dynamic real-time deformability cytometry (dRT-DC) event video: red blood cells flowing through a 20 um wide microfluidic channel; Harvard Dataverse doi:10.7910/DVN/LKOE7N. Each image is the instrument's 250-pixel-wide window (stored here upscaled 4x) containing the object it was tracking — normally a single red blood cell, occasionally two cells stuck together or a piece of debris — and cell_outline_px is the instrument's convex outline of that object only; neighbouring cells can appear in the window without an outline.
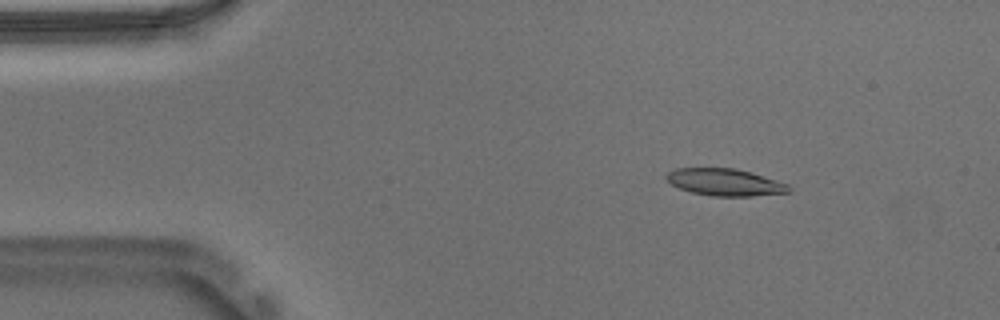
{"species": "Egyptian fruit bat (a non-hibernating species)", "species_latin": "Rousettus aegyptiacus", "temperature_condition": "warm", "stored_images_in_passage": 54, "camera_frame_rate_fps": 3000, "um_per_image_px": 0.085, "animal": {"sex": "male"}, "frame": {"image": 1, "passage_image": 8, "time_ms": 2.333, "image_size_px": [1000, 320], "cell_outline_px": [[792, 188], [788, 192], [752, 196], [712, 196], [692, 192], [680, 188], [664, 180], [664, 176], [668, 172], [676, 168], [736, 168], [752, 172], [788, 184]], "centroid_in_image_um": [61.6, 15.48], "position_along_channel_um": 23.4, "area_um2": 19.36}}
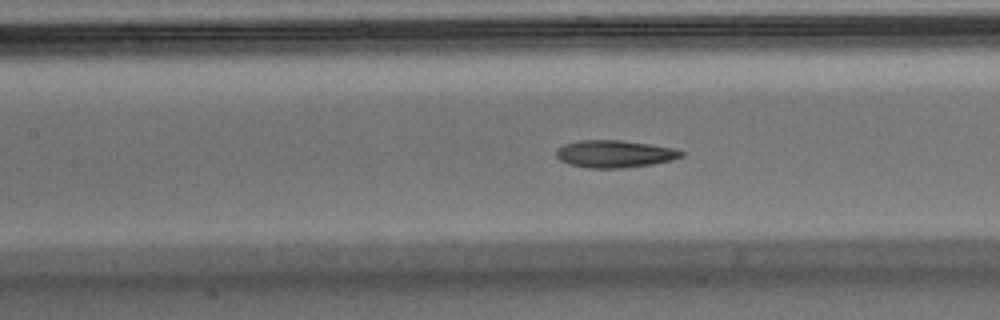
{"frame": {"image": 2, "passage_image": 24, "time_ms": 7.667, "image_size_px": [1000, 320], "cell_outline_px": [[684, 156], [672, 160], [652, 164], [620, 168], [588, 168], [568, 164], [560, 160], [556, 156], [556, 148], [564, 144], [580, 140], [620, 140], [652, 144], [676, 148], [684, 152]], "centroid_in_image_um": [52.25, 13.07], "position_along_channel_um": 155.1, "area_um2": 20.11}}
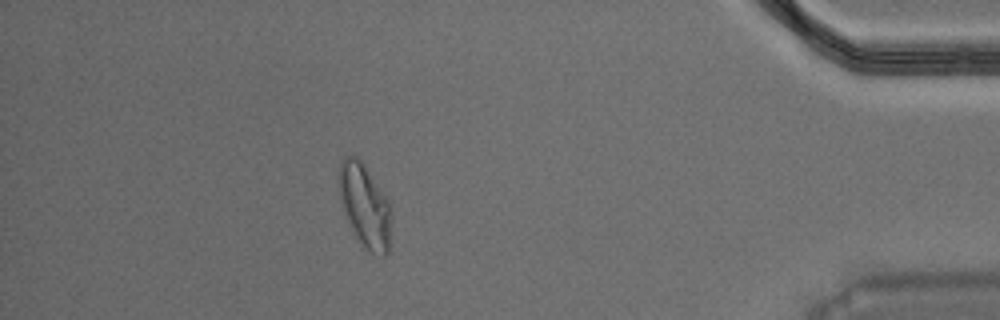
{"frame": {"image": 3, "passage_image": 48, "time_ms": 15.667, "image_size_px": [1000, 320], "cell_outline_px": [[392, 212], [388, 256], [384, 256], [360, 248], [352, 232], [344, 212], [340, 200], [336, 172], [344, 156], [356, 156], [364, 164], [388, 200]], "centroid_in_image_um": [30.98, 17.52], "position_along_channel_um": 404.2, "area_um2": 26.13}, "authors_computed_cell_mechanics": {"area_um2": 20.1144, "velocity_mm_per_s": 3.7158, "shape_relaxation_time_tau1_ms": 10.8087, "shape_relaxation_time_tau2_ms": 2.3268, "deformation_change_tau1": 0.2965, "deformation_change_tau2": 0.0964}}